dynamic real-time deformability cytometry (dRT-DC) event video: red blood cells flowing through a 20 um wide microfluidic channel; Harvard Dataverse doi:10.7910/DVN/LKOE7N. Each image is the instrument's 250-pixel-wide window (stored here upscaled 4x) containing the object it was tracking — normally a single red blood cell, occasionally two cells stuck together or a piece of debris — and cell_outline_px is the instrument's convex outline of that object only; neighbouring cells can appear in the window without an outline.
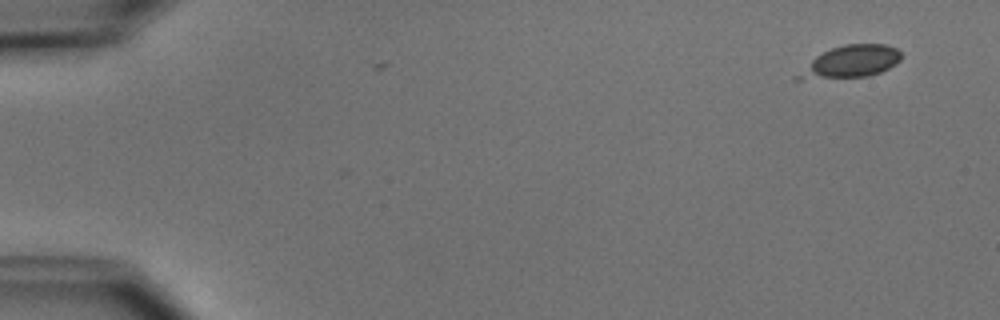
{"species": "common noctule bat (a hibernating species)", "species_latin": "Nyctalus noctula", "temperature_condition": "cold", "stored_images_in_passage": 4, "camera_frame_rate_fps": 3000, "um_per_image_px": 0.085, "animal": {"sex": "male", "body_mass_g": 15.6}, "frame": {"image": 1, "passage_image": 1, "time_ms": 0.0, "image_size_px": [1000, 320], "cell_outline_px": [[900, 60], [896, 64], [880, 72], [868, 76], [800, 80], [792, 80], [792, 76], [816, 56], [832, 48], [844, 44], [884, 44], [896, 48], [900, 52]], "centroid_in_image_um": [72.23, 5.27], "position_along_channel_um": 12.8, "area_um2": 19.42}}